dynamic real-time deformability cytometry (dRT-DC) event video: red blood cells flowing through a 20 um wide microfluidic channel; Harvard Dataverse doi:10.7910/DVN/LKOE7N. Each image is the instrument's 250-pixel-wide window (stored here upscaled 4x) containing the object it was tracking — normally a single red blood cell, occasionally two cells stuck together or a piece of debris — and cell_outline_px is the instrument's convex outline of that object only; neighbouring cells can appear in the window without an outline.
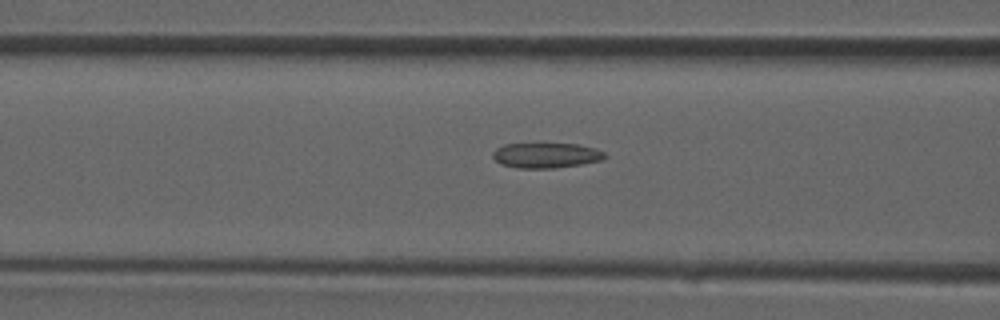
{"species": "common noctule bat (a hibernating species)", "species_latin": "Nyctalus noctula", "temperature_condition": "room temperature", "stored_images_in_passage": 35, "camera_frame_rate_fps": 3000, "um_per_image_px": 0.085, "animal": {"sex": "male", "forearm_length_mm": 52.5}, "frame": {"image": 1, "passage_image": 11, "time_ms": 3.333, "image_size_px": [1000, 320], "cell_outline_px": [[608, 156], [600, 160], [580, 164], [552, 168], [516, 168], [500, 164], [492, 156], [492, 152], [496, 148], [504, 144], [576, 144], [596, 148], [604, 152]], "centroid_in_image_um": [46.39, 13.2], "position_along_channel_um": 120.2, "area_um2": 16.36}}